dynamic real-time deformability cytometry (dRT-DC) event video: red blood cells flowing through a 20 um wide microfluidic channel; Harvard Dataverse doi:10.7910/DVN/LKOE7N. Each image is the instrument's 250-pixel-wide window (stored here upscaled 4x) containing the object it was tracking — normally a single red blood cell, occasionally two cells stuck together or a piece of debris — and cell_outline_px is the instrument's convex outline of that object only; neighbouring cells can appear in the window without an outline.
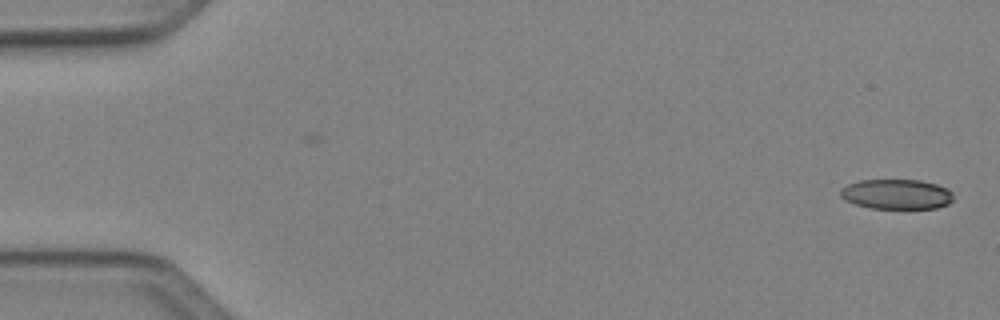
{"species": "Egyptian fruit bat (a non-hibernating species)", "species_latin": "Rousettus aegyptiacus", "temperature_condition": "cold", "stored_images_in_passage": 50, "camera_frame_rate_fps": 3000, "um_per_image_px": 0.085, "animal": {"sex": "female"}, "frame": {"image": 1, "passage_image": 1, "time_ms": 0.0, "image_size_px": [1000, 320], "cell_outline_px": [[952, 200], [948, 204], [936, 208], [872, 208], [856, 204], [844, 200], [840, 196], [840, 188], [848, 184], [860, 180], [920, 180], [936, 184], [948, 188], [952, 192]], "centroid_in_image_um": [76.19, 16.5], "position_along_channel_um": 8.8, "area_um2": 19.71}}
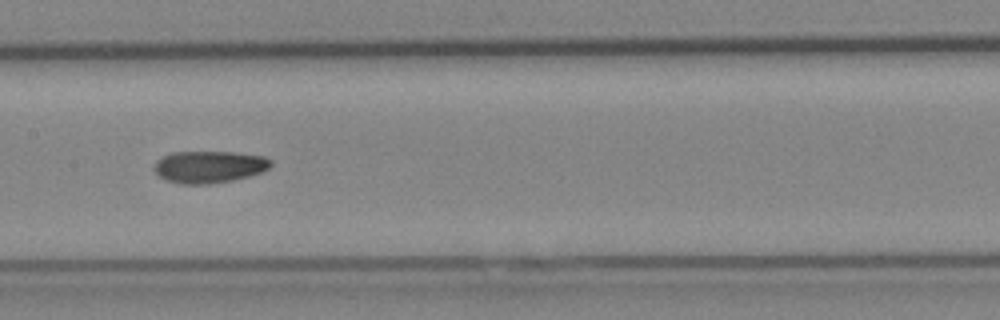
{"frame": {"image": 2, "passage_image": 25, "time_ms": 8.0, "image_size_px": [1000, 320], "cell_outline_px": [[272, 164], [264, 172], [232, 180], [208, 184], [180, 184], [164, 180], [156, 172], [156, 160], [172, 152], [236, 152], [264, 156], [272, 160]], "centroid_in_image_um": [17.81, 14.18], "position_along_channel_um": 189.6, "area_um2": 21.79}}
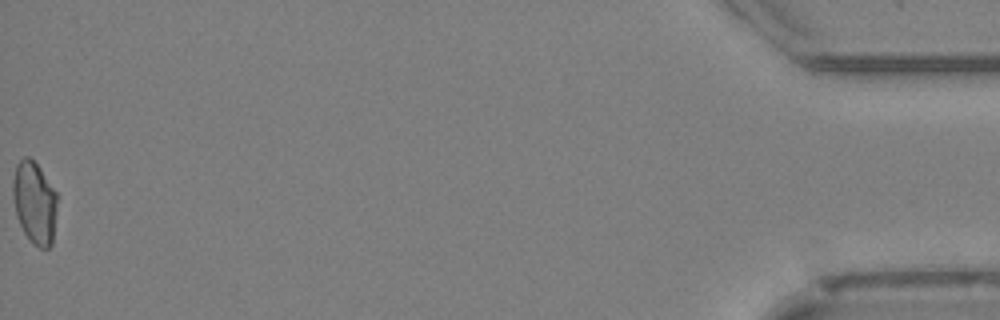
{"frame": {"image": 3, "passage_image": 50, "time_ms": 16.333, "image_size_px": [1000, 320], "cell_outline_px": [[56, 204], [52, 244], [48, 248], [40, 248], [32, 244], [24, 232], [16, 216], [12, 192], [12, 180], [16, 164], [24, 156], [28, 156], [40, 168], [56, 192]], "centroid_in_image_um": [2.9, 17.22], "position_along_channel_um": 432.3, "area_um2": 21.15}, "authors_computed_cell_mechanics": {"area_um2": 21.386, "velocity_mm_per_s": 4.0893, "shape_relaxation_time_tau1_ms": null, "shape_relaxation_time_tau2_ms": 4.3595, "deformation_change_tau1": null, "deformation_change_tau2": 0.1106}}